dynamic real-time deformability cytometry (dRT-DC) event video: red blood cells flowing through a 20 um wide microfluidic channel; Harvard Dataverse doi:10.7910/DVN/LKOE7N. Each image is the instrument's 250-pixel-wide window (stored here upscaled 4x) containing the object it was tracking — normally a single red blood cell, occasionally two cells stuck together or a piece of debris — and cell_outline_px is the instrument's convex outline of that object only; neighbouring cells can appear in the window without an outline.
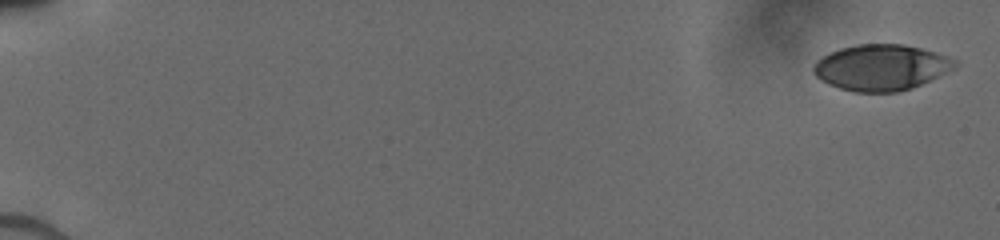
{"species": "human", "species_latin": "Homo sapiens", "temperature_condition": "cold", "stored_images_in_passage": 16, "camera_frame_rate_fps": 3000, "um_per_image_px": 0.085, "donor": {"sex": "male"}, "frame": {"image": 1, "passage_image": 1, "time_ms": 0.0, "image_size_px": [1000, 240], "cell_outline_px": [[956, 68], [912, 88], [900, 92], [856, 92], [840, 88], [828, 84], [820, 80], [812, 72], [812, 68], [816, 60], [840, 48], [856, 44], [904, 44], [936, 52], [948, 56], [956, 60]], "centroid_in_image_um": [74.89, 5.73], "position_along_channel_um": 10.1, "area_um2": 37.92}}
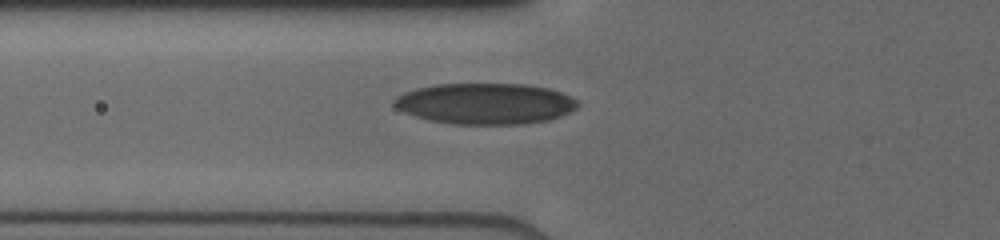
{"frame": {"image": 2, "passage_image": 10, "time_ms": 6.667, "image_size_px": [1000, 240], "cell_outline_px": [[580, 104], [576, 108], [560, 116], [548, 120], [524, 124], [452, 124], [428, 120], [404, 112], [396, 108], [392, 104], [392, 100], [396, 96], [404, 92], [416, 88], [436, 84], [528, 84], [548, 88], [560, 92], [576, 100]], "centroid_in_image_um": [41.21, 8.81], "position_along_channel_um": 84.6, "area_um2": 43.99}}
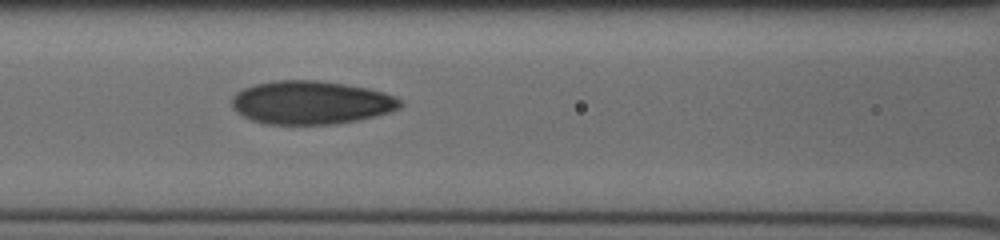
{"frame": {"image": 3, "passage_image": 14, "time_ms": 8.0, "image_size_px": [1000, 240], "cell_outline_px": [[404, 104], [400, 108], [392, 112], [356, 120], [332, 124], [264, 124], [252, 120], [236, 112], [232, 108], [232, 96], [236, 92], [252, 84], [276, 80], [320, 80], [368, 88], [384, 92], [396, 96], [404, 100]], "centroid_in_image_um": [26.46, 8.71], "position_along_channel_um": 140.1, "area_um2": 42.95}}